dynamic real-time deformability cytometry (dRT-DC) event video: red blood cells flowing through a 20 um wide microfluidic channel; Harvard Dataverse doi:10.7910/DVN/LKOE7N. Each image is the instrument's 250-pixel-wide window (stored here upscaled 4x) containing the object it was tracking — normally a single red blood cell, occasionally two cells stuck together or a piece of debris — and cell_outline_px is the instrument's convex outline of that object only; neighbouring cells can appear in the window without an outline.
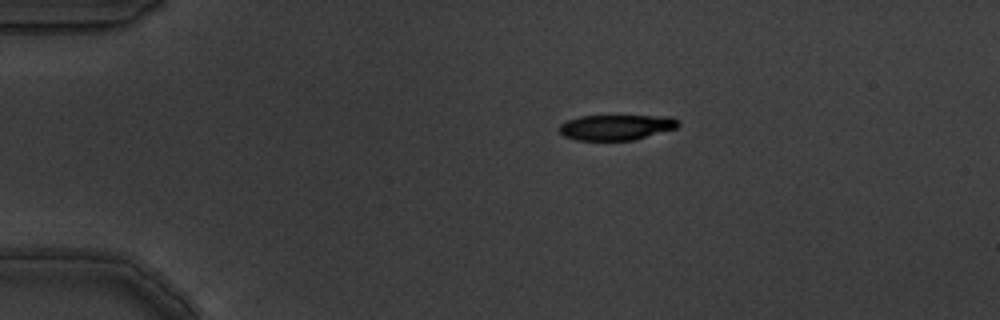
{"species": "common noctule bat (a hibernating species)", "species_latin": "Nyctalus noctula", "temperature_condition": "warm", "stored_images_in_passage": 9, "camera_frame_rate_fps": 3000, "um_per_image_px": 0.085, "animal": {"sex": "male", "body_mass_g": 19.5, "forearm_length_mm": 54.6}, "frame": {"image": 1, "passage_image": 1, "time_ms": 0.0, "image_size_px": [1000, 320], "cell_outline_px": [[680, 124], [676, 128], [632, 140], [576, 140], [564, 136], [560, 132], [560, 124], [564, 120], [580, 116], [672, 116]], "centroid_in_image_um": [52.34, 10.81], "position_along_channel_um": 32.7, "area_um2": 17.51}}
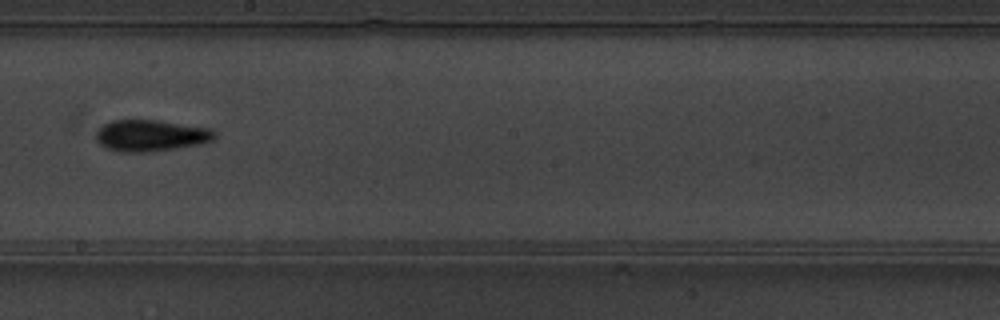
{"frame": {"image": 2, "passage_image": 7, "time_ms": 2.0, "image_size_px": [1000, 320], "cell_outline_px": [[216, 136], [212, 140], [200, 144], [176, 148], [148, 152], [120, 152], [108, 148], [100, 144], [96, 140], [96, 132], [104, 124], [112, 120], [156, 120], [212, 128], [216, 132]], "centroid_in_image_um": [12.83, 11.52], "position_along_channel_um": 235.4, "area_um2": 21.73}}
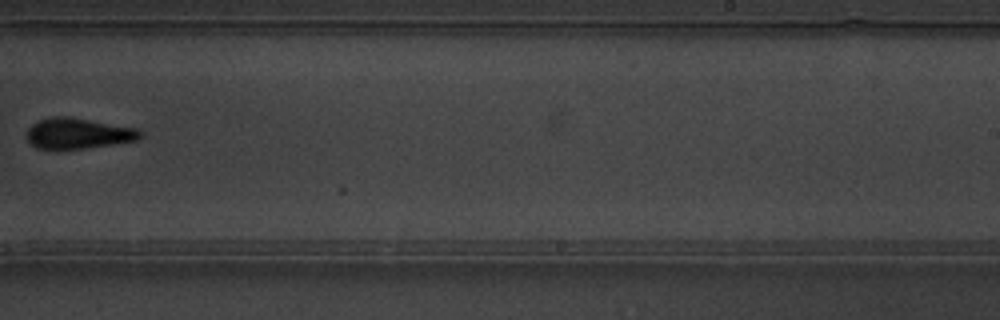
{"frame": {"image": 3, "passage_image": 8, "time_ms": 2.333, "image_size_px": [1000, 320], "cell_outline_px": [[144, 132], [140, 140], [84, 148], [36, 148], [28, 144], [28, 128], [32, 124], [40, 120], [52, 116], [68, 116], [140, 128]], "centroid_in_image_um": [6.7, 11.32], "position_along_channel_um": 282.3, "area_um2": 20.4}}